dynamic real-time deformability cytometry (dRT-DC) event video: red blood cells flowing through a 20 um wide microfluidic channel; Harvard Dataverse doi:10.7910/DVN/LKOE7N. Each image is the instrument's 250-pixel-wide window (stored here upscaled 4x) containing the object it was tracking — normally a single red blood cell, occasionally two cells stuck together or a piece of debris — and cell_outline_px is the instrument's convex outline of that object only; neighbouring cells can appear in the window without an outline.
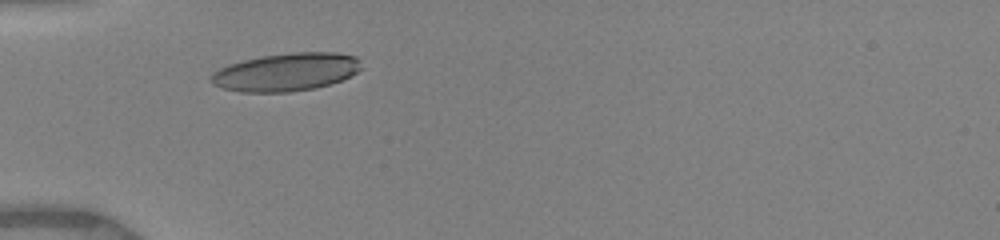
{"species": "human", "species_latin": "Homo sapiens", "temperature_condition": "warm", "stored_images_in_passage": 2, "camera_frame_rate_fps": 3000, "um_per_image_px": 0.085, "donor": {"sex": "female"}, "frame": {"image": 1, "passage_image": 1, "time_ms": 0.0, "image_size_px": [1000, 240], "cell_outline_px": [[364, 68], [340, 80], [316, 88], [288, 92], [240, 92], [224, 88], [212, 84], [208, 80], [212, 72], [228, 64], [260, 56], [292, 52], [336, 52], [356, 56], [360, 60]], "centroid_in_image_um": [24.31, 6.12], "position_along_channel_um": 60.7, "area_um2": 33.47}}